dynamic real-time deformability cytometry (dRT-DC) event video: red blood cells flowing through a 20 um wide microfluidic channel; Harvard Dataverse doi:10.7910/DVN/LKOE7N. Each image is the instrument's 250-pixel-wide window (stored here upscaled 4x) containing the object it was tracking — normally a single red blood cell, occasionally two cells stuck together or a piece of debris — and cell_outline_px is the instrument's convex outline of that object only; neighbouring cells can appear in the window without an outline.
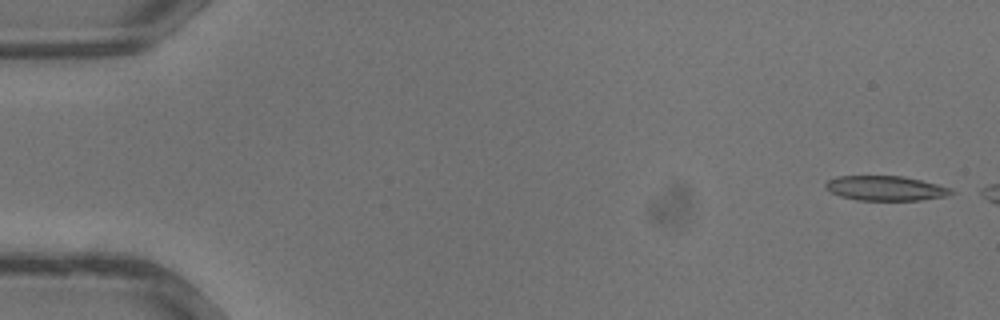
{"species": "common noctule bat (a hibernating species)", "species_latin": "Nyctalus noctula", "temperature_condition": "warm", "stored_images_in_passage": 7, "camera_frame_rate_fps": 3000, "um_per_image_px": 0.085, "animal": {"sex": "male", "body_mass_g": 13.3}, "frame": {"image": 1, "passage_image": 1, "time_ms": 0.0, "image_size_px": [1000, 320], "cell_outline_px": [[956, 192], [948, 196], [920, 200], [856, 200], [840, 196], [824, 188], [824, 184], [828, 180], [836, 176], [900, 176], [920, 180], [952, 188]], "centroid_in_image_um": [75.27, 16.0], "position_along_channel_um": 9.7, "area_um2": 18.15}}